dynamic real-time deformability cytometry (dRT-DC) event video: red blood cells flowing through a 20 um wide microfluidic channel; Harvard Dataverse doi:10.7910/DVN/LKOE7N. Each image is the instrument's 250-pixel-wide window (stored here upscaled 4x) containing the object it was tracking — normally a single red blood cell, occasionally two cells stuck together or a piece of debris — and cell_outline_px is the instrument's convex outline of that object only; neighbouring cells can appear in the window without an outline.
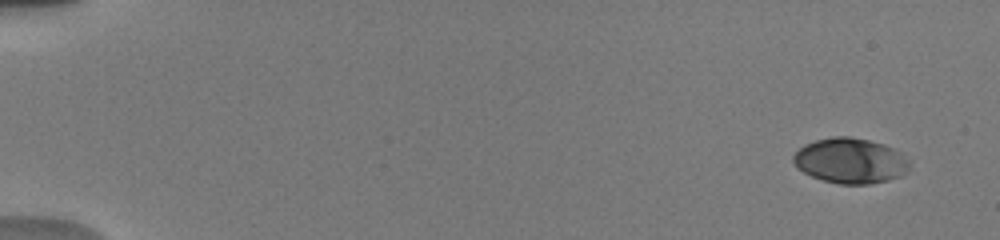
{"species": "human", "species_latin": "Homo sapiens", "temperature_condition": "warm", "stored_images_in_passage": 21, "camera_frame_rate_fps": 3000, "um_per_image_px": 0.085, "donor": {"sex": "male"}, "frame": {"image": 1, "passage_image": 2, "time_ms": 0.667, "image_size_px": [1000, 240], "cell_outline_px": [[908, 164], [900, 176], [888, 180], [872, 184], [836, 184], [812, 176], [796, 168], [792, 160], [792, 156], [804, 144], [816, 140], [832, 136], [848, 136], [868, 140], [884, 144], [900, 152]], "centroid_in_image_um": [72.21, 13.66], "position_along_channel_um": 12.8, "area_um2": 30.4}}
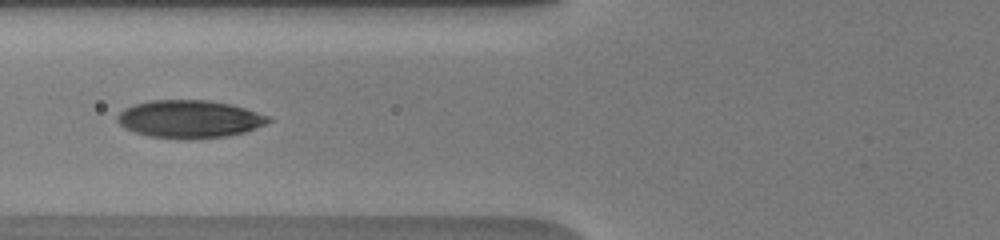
{"frame": {"image": 2, "passage_image": 13, "time_ms": 7.333, "image_size_px": [1000, 240], "cell_outline_px": [[272, 120], [264, 124], [244, 132], [228, 136], [180, 140], [148, 136], [124, 128], [116, 120], [116, 116], [124, 108], [148, 100], [208, 100], [228, 104], [244, 108], [268, 116]], "centroid_in_image_um": [16.05, 10.13], "position_along_channel_um": 109.7, "area_um2": 33.18}}
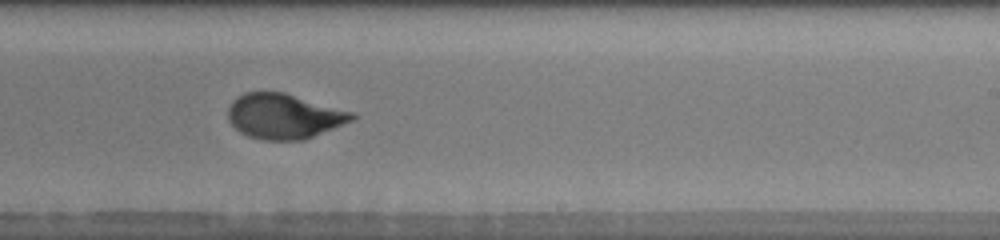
{"frame": {"image": 3, "passage_image": 20, "time_ms": 11.333, "image_size_px": [1000, 240], "cell_outline_px": [[356, 116], [352, 120], [304, 140], [264, 140], [248, 136], [240, 132], [228, 120], [228, 104], [236, 96], [244, 92], [284, 92], [356, 112]], "centroid_in_image_um": [24.12, 9.86], "position_along_channel_um": 264.9, "area_um2": 32.71}}